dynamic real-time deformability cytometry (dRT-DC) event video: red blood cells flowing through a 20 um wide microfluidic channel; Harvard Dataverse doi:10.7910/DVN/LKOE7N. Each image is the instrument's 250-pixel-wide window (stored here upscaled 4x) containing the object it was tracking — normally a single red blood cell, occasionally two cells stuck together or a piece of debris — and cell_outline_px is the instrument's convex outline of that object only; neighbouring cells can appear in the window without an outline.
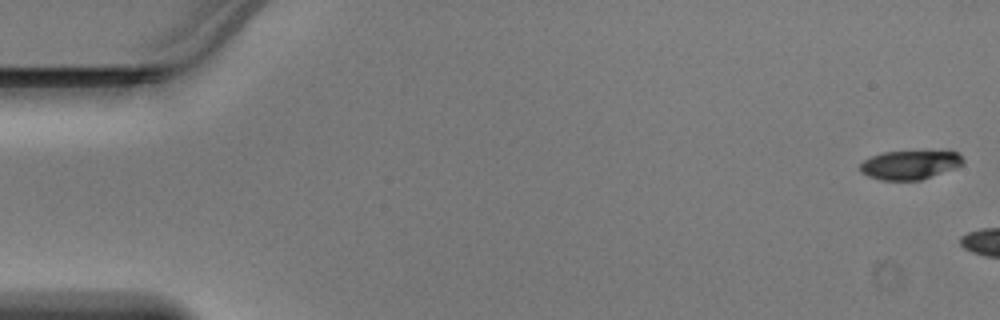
{"species": "Egyptian fruit bat (a non-hibernating species)", "species_latin": "Rousettus aegyptiacus", "temperature_condition": "warm", "stored_images_in_passage": 10, "camera_frame_rate_fps": 3000, "um_per_image_px": 0.085, "animal": {"sex": "male"}, "frame": {"image": 1, "passage_image": 1, "time_ms": 0.0, "image_size_px": [1000, 320], "cell_outline_px": [[964, 164], [956, 168], [920, 180], [880, 180], [868, 176], [860, 172], [860, 164], [864, 160], [872, 156], [884, 152], [948, 148], [956, 152], [964, 160]], "centroid_in_image_um": [77.41, 13.96], "position_along_channel_um": 7.6, "area_um2": 18.15}}